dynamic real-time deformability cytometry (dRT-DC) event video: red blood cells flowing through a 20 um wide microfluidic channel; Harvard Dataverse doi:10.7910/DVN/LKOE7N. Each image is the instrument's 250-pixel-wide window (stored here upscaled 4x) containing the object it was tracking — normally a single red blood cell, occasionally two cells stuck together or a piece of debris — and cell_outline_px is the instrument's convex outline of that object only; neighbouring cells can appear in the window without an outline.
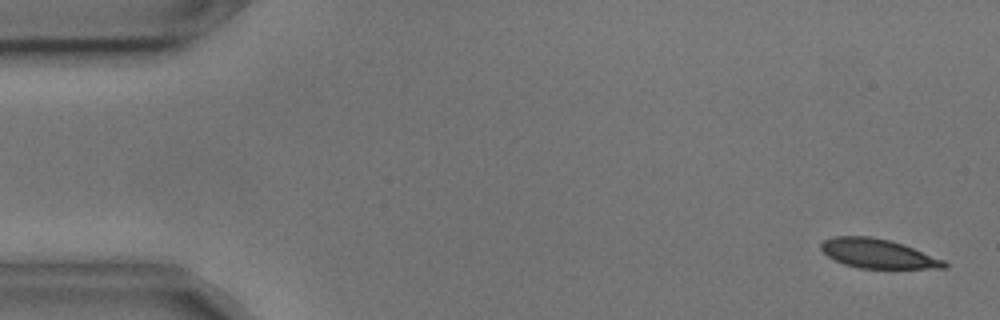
{"species": "common noctule bat (a hibernating species)", "species_latin": "Nyctalus noctula", "temperature_condition": "cold", "stored_images_in_passage": 55, "camera_frame_rate_fps": 3000, "um_per_image_px": 0.085, "animal": {"sex": "male", "body_mass_g": 17.9, "forearm_length_mm": 54.2}, "frame": {"image": 1, "passage_image": 2, "time_ms": 0.333, "image_size_px": [1000, 320], "cell_outline_px": [[948, 268], [860, 268], [844, 264], [828, 256], [820, 248], [820, 244], [824, 240], [836, 236], [872, 236], [904, 244], [944, 260], [948, 264]], "centroid_in_image_um": [74.63, 21.55], "position_along_channel_um": 10.4, "area_um2": 20.87}}
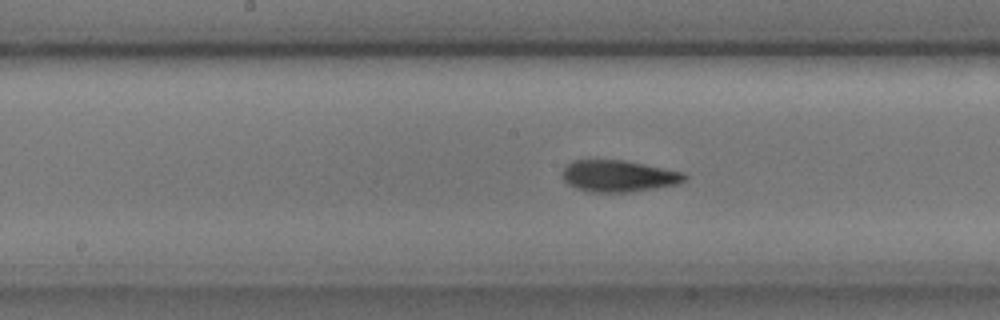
{"frame": {"image": 2, "passage_image": 27, "time_ms": 8.667, "image_size_px": [1000, 320], "cell_outline_px": [[688, 176], [680, 184], [628, 192], [588, 192], [576, 188], [568, 184], [564, 180], [564, 168], [572, 160], [624, 160], [684, 172]], "centroid_in_image_um": [52.6, 14.96], "position_along_channel_um": 195.6, "area_um2": 22.43}}
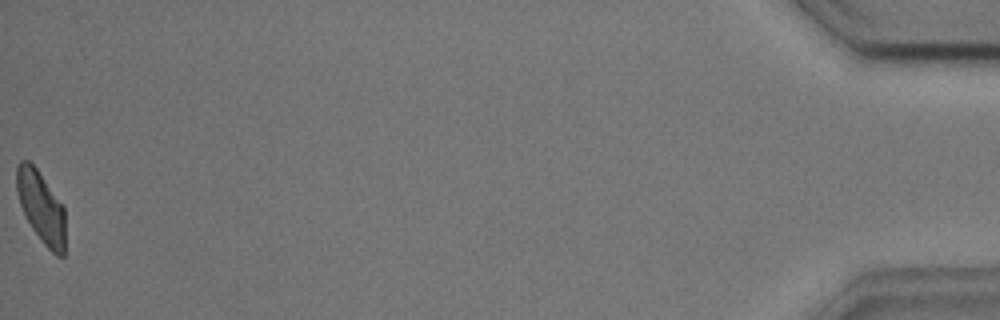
{"frame": {"image": 3, "passage_image": 55, "time_ms": 18.0, "image_size_px": [1000, 320], "cell_outline_px": [[64, 256], [56, 256], [44, 244], [32, 228], [20, 204], [16, 192], [16, 164], [20, 160], [28, 160], [36, 168], [64, 204]], "centroid_in_image_um": [3.49, 17.56], "position_along_channel_um": 431.7, "area_um2": 20.35}, "authors_computed_cell_mechanics": {"area_um2": 21.7328, "velocity_mm_per_s": 3.6039, "shape_relaxation_time_tau1_ms": 4.0626, "shape_relaxation_time_tau2_ms": 1.6765, "deformation_change_tau1": 0.1198, "deformation_change_tau2": 0.0671}}